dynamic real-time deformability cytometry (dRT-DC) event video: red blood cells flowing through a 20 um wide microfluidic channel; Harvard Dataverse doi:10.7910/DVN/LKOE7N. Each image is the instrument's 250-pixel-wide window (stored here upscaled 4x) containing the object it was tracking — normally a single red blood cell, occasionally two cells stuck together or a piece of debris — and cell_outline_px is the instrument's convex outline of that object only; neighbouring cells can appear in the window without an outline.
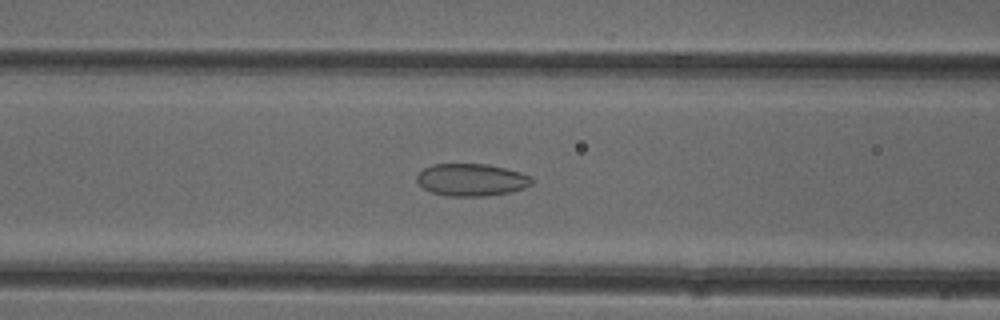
{"species": "common noctule bat (a hibernating species)", "species_latin": "Nyctalus noctula", "temperature_condition": "cold", "stored_images_in_passage": 20, "camera_frame_rate_fps": 3000, "um_per_image_px": 0.085, "animal": {"sex": "female"}, "frame": {"image": 1, "passage_image": 9, "time_ms": 2.667, "image_size_px": [1000, 320], "cell_outline_px": [[532, 184], [524, 188], [508, 192], [484, 196], [448, 196], [432, 192], [424, 188], [416, 180], [416, 176], [424, 168], [432, 164], [488, 164], [520, 172], [532, 176]], "centroid_in_image_um": [40.07, 15.28], "position_along_channel_um": 126.5, "area_um2": 21.56}}
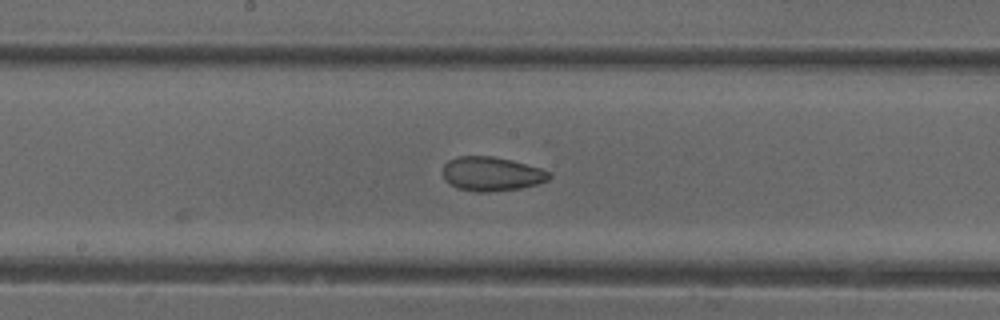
{"frame": {"image": 2, "passage_image": 15, "time_ms": 4.667, "image_size_px": [1000, 320], "cell_outline_px": [[552, 176], [548, 180], [536, 184], [520, 188], [488, 192], [476, 192], [456, 188], [444, 180], [444, 164], [448, 160], [456, 156], [492, 156], [512, 160], [540, 168], [552, 172]], "centroid_in_image_um": [41.78, 14.78], "position_along_channel_um": 206.4, "area_um2": 21.27}}
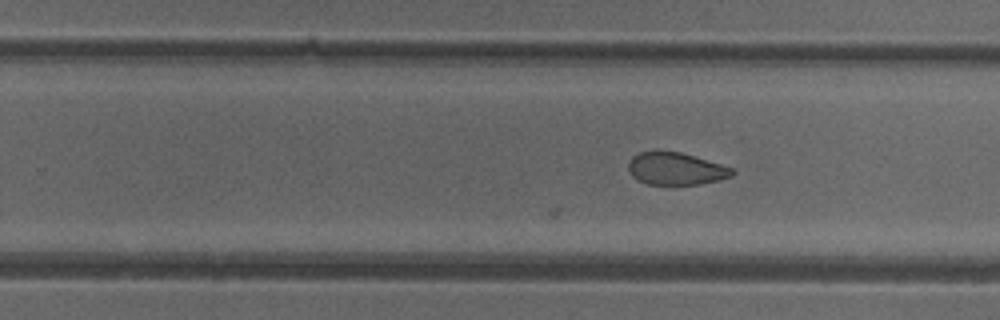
{"frame": {"image": 3, "passage_image": 20, "time_ms": 6.333, "image_size_px": [1000, 320], "cell_outline_px": [[736, 172], [732, 176], [720, 180], [700, 184], [648, 184], [632, 176], [628, 168], [628, 160], [632, 156], [640, 152], [656, 148], [680, 152], [720, 164], [732, 168]], "centroid_in_image_um": [57.41, 14.3], "position_along_channel_um": 272.4, "area_um2": 19.88}}